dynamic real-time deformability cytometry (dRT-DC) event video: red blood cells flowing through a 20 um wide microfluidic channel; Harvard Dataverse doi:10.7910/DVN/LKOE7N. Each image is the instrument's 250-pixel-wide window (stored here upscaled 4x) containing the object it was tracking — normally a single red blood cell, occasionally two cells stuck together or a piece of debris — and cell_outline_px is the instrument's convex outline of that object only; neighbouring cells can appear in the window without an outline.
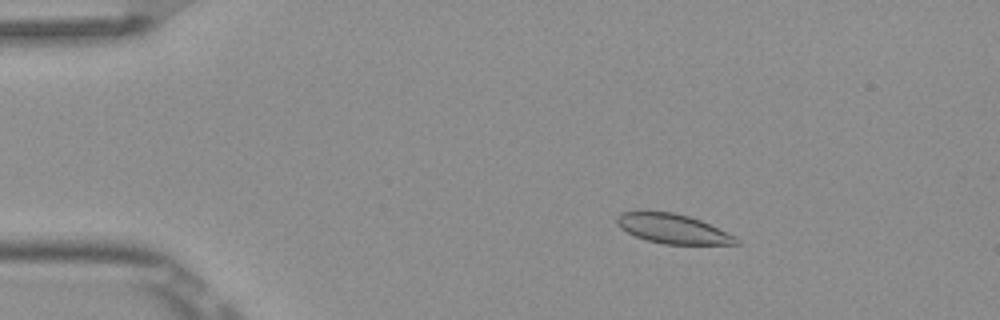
{"species": "Egyptian fruit bat (a non-hibernating species)", "species_latin": "Rousettus aegyptiacus", "temperature_condition": "room temperature", "stored_images_in_passage": 5, "camera_frame_rate_fps": 3000, "um_per_image_px": 0.085, "frame": {"image": 1, "passage_image": 3, "time_ms": 0.667, "image_size_px": [1000, 320], "cell_outline_px": [[740, 244], [664, 244], [648, 240], [636, 236], [620, 228], [616, 224], [616, 216], [620, 212], [640, 208], [644, 208], [672, 212], [688, 216], [700, 220], [736, 236], [740, 240]], "centroid_in_image_um": [57.1, 19.39], "position_along_channel_um": 27.9, "area_um2": 21.1}}